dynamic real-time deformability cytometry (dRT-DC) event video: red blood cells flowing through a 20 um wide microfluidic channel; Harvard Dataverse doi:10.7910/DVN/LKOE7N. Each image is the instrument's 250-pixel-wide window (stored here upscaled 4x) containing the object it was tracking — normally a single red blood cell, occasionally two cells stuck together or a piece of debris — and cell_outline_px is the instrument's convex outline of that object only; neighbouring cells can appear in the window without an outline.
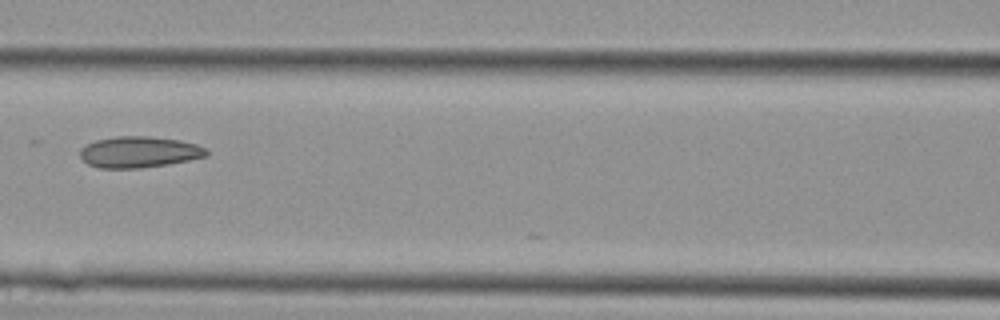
{"species": "Egyptian fruit bat (a non-hibernating species)", "species_latin": "Rousettus aegyptiacus", "temperature_condition": "cold", "stored_images_in_passage": 6, "camera_frame_rate_fps": 3000, "um_per_image_px": 0.085, "animal": {"sex": "female"}, "frame": {"image": 1, "passage_image": 6, "time_ms": 6.0, "image_size_px": [1000, 320], "cell_outline_px": [[208, 156], [168, 164], [140, 168], [100, 168], [88, 164], [80, 156], [80, 148], [96, 140], [116, 136], [148, 136], [180, 140], [196, 144], [208, 148]], "centroid_in_image_um": [11.85, 12.92], "position_along_channel_um": 154.8, "area_um2": 23.0}}